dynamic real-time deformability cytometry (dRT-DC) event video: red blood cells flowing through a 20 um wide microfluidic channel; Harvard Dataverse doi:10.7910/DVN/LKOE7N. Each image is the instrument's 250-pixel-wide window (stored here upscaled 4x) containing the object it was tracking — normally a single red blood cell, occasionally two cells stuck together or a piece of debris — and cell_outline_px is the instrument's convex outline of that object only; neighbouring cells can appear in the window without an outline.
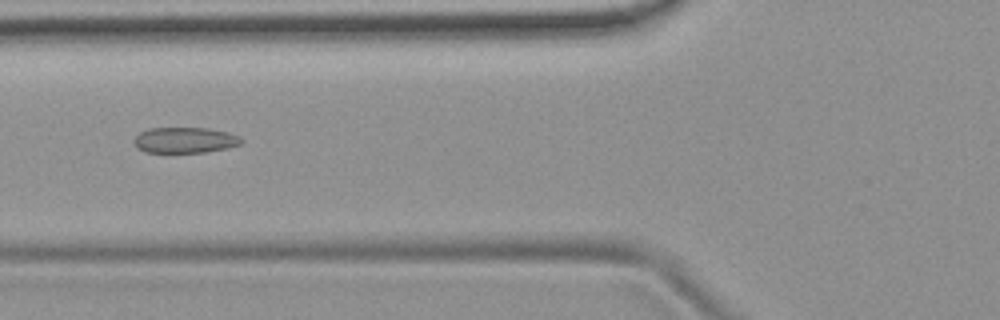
{"species": "common noctule bat (a hibernating species)", "species_latin": "Nyctalus noctula", "temperature_condition": "room temperature", "stored_images_in_passage": 54, "camera_frame_rate_fps": 3000, "um_per_image_px": 0.085, "animal": {"sex": "female", "body_mass_g": 19.9}, "frame": {"image": 1, "passage_image": 21, "time_ms": 6.667, "image_size_px": [1000, 320], "cell_outline_px": [[244, 140], [240, 144], [228, 148], [204, 152], [144, 152], [136, 148], [132, 140], [140, 132], [148, 128], [208, 128], [228, 132], [240, 136]], "centroid_in_image_um": [15.7, 11.91], "position_along_channel_um": 110.1, "area_um2": 16.24}}
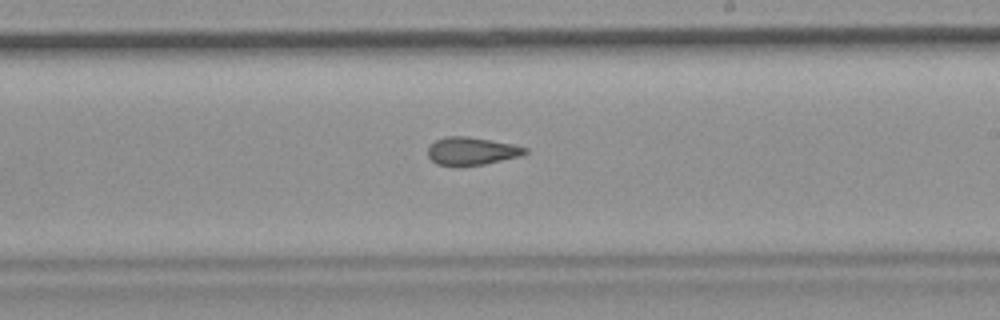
{"frame": {"image": 2, "passage_image": 32, "time_ms": 10.333, "image_size_px": [1000, 320], "cell_outline_px": [[528, 152], [520, 156], [484, 164], [460, 168], [436, 164], [428, 156], [428, 148], [436, 140], [444, 136], [468, 136], [492, 140], [512, 144], [528, 148]], "centroid_in_image_um": [40.07, 12.86], "position_along_channel_um": 248.9, "area_um2": 16.13}}
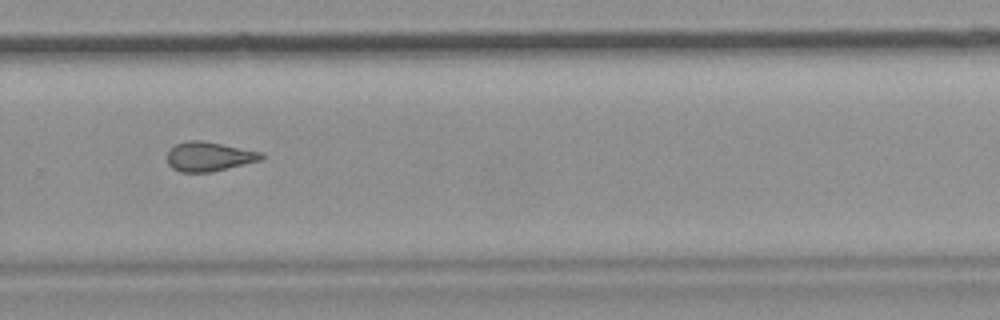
{"frame": {"image": 3, "passage_image": 37, "time_ms": 12.0, "image_size_px": [1000, 320], "cell_outline_px": [[264, 160], [212, 172], [180, 172], [172, 168], [168, 164], [168, 152], [176, 144], [188, 140], [204, 140], [264, 152]], "centroid_in_image_um": [17.83, 13.3], "position_along_channel_um": 312.0, "area_um2": 16.42}, "authors_computed_cell_mechanics": {"area_um2": 16.7331, "velocity_mm_per_s": 3.7858, "shape_relaxation_time_tau1_ms": null, "shape_relaxation_time_tau2_ms": 3.4827, "deformation_change_tau1": null, "deformation_change_tau2": 0.1165}}